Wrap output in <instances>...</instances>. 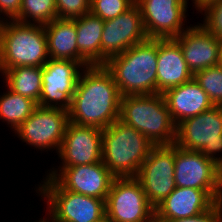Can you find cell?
I'll return each mask as SVG.
<instances>
[{
    "instance_id": "15",
    "label": "cell",
    "mask_w": 222,
    "mask_h": 222,
    "mask_svg": "<svg viewBox=\"0 0 222 222\" xmlns=\"http://www.w3.org/2000/svg\"><path fill=\"white\" fill-rule=\"evenodd\" d=\"M147 38L140 8L135 3L116 18L104 21L101 38V65H105L110 57L125 52Z\"/></svg>"
},
{
    "instance_id": "11",
    "label": "cell",
    "mask_w": 222,
    "mask_h": 222,
    "mask_svg": "<svg viewBox=\"0 0 222 222\" xmlns=\"http://www.w3.org/2000/svg\"><path fill=\"white\" fill-rule=\"evenodd\" d=\"M175 144L154 146L136 178L155 209L177 187L174 178Z\"/></svg>"
},
{
    "instance_id": "2",
    "label": "cell",
    "mask_w": 222,
    "mask_h": 222,
    "mask_svg": "<svg viewBox=\"0 0 222 222\" xmlns=\"http://www.w3.org/2000/svg\"><path fill=\"white\" fill-rule=\"evenodd\" d=\"M157 52L158 39L147 38L107 60L121 96L157 94Z\"/></svg>"
},
{
    "instance_id": "4",
    "label": "cell",
    "mask_w": 222,
    "mask_h": 222,
    "mask_svg": "<svg viewBox=\"0 0 222 222\" xmlns=\"http://www.w3.org/2000/svg\"><path fill=\"white\" fill-rule=\"evenodd\" d=\"M119 120L142 133L153 145H173L174 123L163 94L121 96Z\"/></svg>"
},
{
    "instance_id": "6",
    "label": "cell",
    "mask_w": 222,
    "mask_h": 222,
    "mask_svg": "<svg viewBox=\"0 0 222 222\" xmlns=\"http://www.w3.org/2000/svg\"><path fill=\"white\" fill-rule=\"evenodd\" d=\"M42 180L34 191L52 222H99L106 216L105 200L65 190L53 178Z\"/></svg>"
},
{
    "instance_id": "29",
    "label": "cell",
    "mask_w": 222,
    "mask_h": 222,
    "mask_svg": "<svg viewBox=\"0 0 222 222\" xmlns=\"http://www.w3.org/2000/svg\"><path fill=\"white\" fill-rule=\"evenodd\" d=\"M58 18H76L90 12L91 0H55Z\"/></svg>"
},
{
    "instance_id": "5",
    "label": "cell",
    "mask_w": 222,
    "mask_h": 222,
    "mask_svg": "<svg viewBox=\"0 0 222 222\" xmlns=\"http://www.w3.org/2000/svg\"><path fill=\"white\" fill-rule=\"evenodd\" d=\"M154 146L119 119L102 129V162L115 177H136Z\"/></svg>"
},
{
    "instance_id": "27",
    "label": "cell",
    "mask_w": 222,
    "mask_h": 222,
    "mask_svg": "<svg viewBox=\"0 0 222 222\" xmlns=\"http://www.w3.org/2000/svg\"><path fill=\"white\" fill-rule=\"evenodd\" d=\"M136 3V0H91L90 12L107 21L121 15Z\"/></svg>"
},
{
    "instance_id": "28",
    "label": "cell",
    "mask_w": 222,
    "mask_h": 222,
    "mask_svg": "<svg viewBox=\"0 0 222 222\" xmlns=\"http://www.w3.org/2000/svg\"><path fill=\"white\" fill-rule=\"evenodd\" d=\"M201 24L218 39L222 40V0L213 3L201 12Z\"/></svg>"
},
{
    "instance_id": "19",
    "label": "cell",
    "mask_w": 222,
    "mask_h": 222,
    "mask_svg": "<svg viewBox=\"0 0 222 222\" xmlns=\"http://www.w3.org/2000/svg\"><path fill=\"white\" fill-rule=\"evenodd\" d=\"M184 60L180 44L174 38L158 39L157 94L193 79Z\"/></svg>"
},
{
    "instance_id": "34",
    "label": "cell",
    "mask_w": 222,
    "mask_h": 222,
    "mask_svg": "<svg viewBox=\"0 0 222 222\" xmlns=\"http://www.w3.org/2000/svg\"><path fill=\"white\" fill-rule=\"evenodd\" d=\"M218 65L222 69V49H221L220 58H219V64Z\"/></svg>"
},
{
    "instance_id": "18",
    "label": "cell",
    "mask_w": 222,
    "mask_h": 222,
    "mask_svg": "<svg viewBox=\"0 0 222 222\" xmlns=\"http://www.w3.org/2000/svg\"><path fill=\"white\" fill-rule=\"evenodd\" d=\"M216 203L204 190L176 187L155 208V217L164 222L194 217L210 210Z\"/></svg>"
},
{
    "instance_id": "9",
    "label": "cell",
    "mask_w": 222,
    "mask_h": 222,
    "mask_svg": "<svg viewBox=\"0 0 222 222\" xmlns=\"http://www.w3.org/2000/svg\"><path fill=\"white\" fill-rule=\"evenodd\" d=\"M174 178L177 187L206 191L216 202L222 193V169L199 151L175 145Z\"/></svg>"
},
{
    "instance_id": "10",
    "label": "cell",
    "mask_w": 222,
    "mask_h": 222,
    "mask_svg": "<svg viewBox=\"0 0 222 222\" xmlns=\"http://www.w3.org/2000/svg\"><path fill=\"white\" fill-rule=\"evenodd\" d=\"M105 209L106 217L112 222H150L155 217V209L136 177H115Z\"/></svg>"
},
{
    "instance_id": "1",
    "label": "cell",
    "mask_w": 222,
    "mask_h": 222,
    "mask_svg": "<svg viewBox=\"0 0 222 222\" xmlns=\"http://www.w3.org/2000/svg\"><path fill=\"white\" fill-rule=\"evenodd\" d=\"M120 100L113 75L104 65L84 67L72 96L69 121L105 129L119 119Z\"/></svg>"
},
{
    "instance_id": "24",
    "label": "cell",
    "mask_w": 222,
    "mask_h": 222,
    "mask_svg": "<svg viewBox=\"0 0 222 222\" xmlns=\"http://www.w3.org/2000/svg\"><path fill=\"white\" fill-rule=\"evenodd\" d=\"M0 93V120L14 131L33 113L38 104L10 90L6 85ZM6 122V123H5Z\"/></svg>"
},
{
    "instance_id": "7",
    "label": "cell",
    "mask_w": 222,
    "mask_h": 222,
    "mask_svg": "<svg viewBox=\"0 0 222 222\" xmlns=\"http://www.w3.org/2000/svg\"><path fill=\"white\" fill-rule=\"evenodd\" d=\"M174 144L199 151L222 167V106H213L179 122Z\"/></svg>"
},
{
    "instance_id": "16",
    "label": "cell",
    "mask_w": 222,
    "mask_h": 222,
    "mask_svg": "<svg viewBox=\"0 0 222 222\" xmlns=\"http://www.w3.org/2000/svg\"><path fill=\"white\" fill-rule=\"evenodd\" d=\"M59 166L71 167L102 161V129L69 122L58 153Z\"/></svg>"
},
{
    "instance_id": "25",
    "label": "cell",
    "mask_w": 222,
    "mask_h": 222,
    "mask_svg": "<svg viewBox=\"0 0 222 222\" xmlns=\"http://www.w3.org/2000/svg\"><path fill=\"white\" fill-rule=\"evenodd\" d=\"M56 18L55 0H22L19 13L13 19L22 23L45 25Z\"/></svg>"
},
{
    "instance_id": "26",
    "label": "cell",
    "mask_w": 222,
    "mask_h": 222,
    "mask_svg": "<svg viewBox=\"0 0 222 222\" xmlns=\"http://www.w3.org/2000/svg\"><path fill=\"white\" fill-rule=\"evenodd\" d=\"M193 78L206 92L214 106H222V69L219 65L198 71Z\"/></svg>"
},
{
    "instance_id": "36",
    "label": "cell",
    "mask_w": 222,
    "mask_h": 222,
    "mask_svg": "<svg viewBox=\"0 0 222 222\" xmlns=\"http://www.w3.org/2000/svg\"><path fill=\"white\" fill-rule=\"evenodd\" d=\"M150 222H164V221H161V220L157 219L156 217H154Z\"/></svg>"
},
{
    "instance_id": "17",
    "label": "cell",
    "mask_w": 222,
    "mask_h": 222,
    "mask_svg": "<svg viewBox=\"0 0 222 222\" xmlns=\"http://www.w3.org/2000/svg\"><path fill=\"white\" fill-rule=\"evenodd\" d=\"M174 39L180 44L184 60L193 75L219 64L222 40L211 34L201 23L191 24Z\"/></svg>"
},
{
    "instance_id": "13",
    "label": "cell",
    "mask_w": 222,
    "mask_h": 222,
    "mask_svg": "<svg viewBox=\"0 0 222 222\" xmlns=\"http://www.w3.org/2000/svg\"><path fill=\"white\" fill-rule=\"evenodd\" d=\"M42 68V91L38 106L69 111L84 67L77 61L49 58Z\"/></svg>"
},
{
    "instance_id": "23",
    "label": "cell",
    "mask_w": 222,
    "mask_h": 222,
    "mask_svg": "<svg viewBox=\"0 0 222 222\" xmlns=\"http://www.w3.org/2000/svg\"><path fill=\"white\" fill-rule=\"evenodd\" d=\"M42 67H15L1 75L2 84L13 92L34 100L37 104L42 91Z\"/></svg>"
},
{
    "instance_id": "20",
    "label": "cell",
    "mask_w": 222,
    "mask_h": 222,
    "mask_svg": "<svg viewBox=\"0 0 222 222\" xmlns=\"http://www.w3.org/2000/svg\"><path fill=\"white\" fill-rule=\"evenodd\" d=\"M163 95L176 125L182 120L197 116L214 106L194 78L187 83L168 89Z\"/></svg>"
},
{
    "instance_id": "21",
    "label": "cell",
    "mask_w": 222,
    "mask_h": 222,
    "mask_svg": "<svg viewBox=\"0 0 222 222\" xmlns=\"http://www.w3.org/2000/svg\"><path fill=\"white\" fill-rule=\"evenodd\" d=\"M72 19L76 25L79 63L83 67L101 65V38L104 20L91 12Z\"/></svg>"
},
{
    "instance_id": "35",
    "label": "cell",
    "mask_w": 222,
    "mask_h": 222,
    "mask_svg": "<svg viewBox=\"0 0 222 222\" xmlns=\"http://www.w3.org/2000/svg\"><path fill=\"white\" fill-rule=\"evenodd\" d=\"M99 222H112L109 218H107L106 216L100 220Z\"/></svg>"
},
{
    "instance_id": "37",
    "label": "cell",
    "mask_w": 222,
    "mask_h": 222,
    "mask_svg": "<svg viewBox=\"0 0 222 222\" xmlns=\"http://www.w3.org/2000/svg\"><path fill=\"white\" fill-rule=\"evenodd\" d=\"M219 202H220V204L222 205V193H221V198H220V201H219Z\"/></svg>"
},
{
    "instance_id": "12",
    "label": "cell",
    "mask_w": 222,
    "mask_h": 222,
    "mask_svg": "<svg viewBox=\"0 0 222 222\" xmlns=\"http://www.w3.org/2000/svg\"><path fill=\"white\" fill-rule=\"evenodd\" d=\"M189 3V0H136L146 36L154 39L178 37L191 25L187 18Z\"/></svg>"
},
{
    "instance_id": "33",
    "label": "cell",
    "mask_w": 222,
    "mask_h": 222,
    "mask_svg": "<svg viewBox=\"0 0 222 222\" xmlns=\"http://www.w3.org/2000/svg\"><path fill=\"white\" fill-rule=\"evenodd\" d=\"M43 217L38 218L33 222H52L51 218L47 214L45 216L43 215ZM31 222H32V220H31Z\"/></svg>"
},
{
    "instance_id": "22",
    "label": "cell",
    "mask_w": 222,
    "mask_h": 222,
    "mask_svg": "<svg viewBox=\"0 0 222 222\" xmlns=\"http://www.w3.org/2000/svg\"><path fill=\"white\" fill-rule=\"evenodd\" d=\"M48 53L51 59L79 62L76 25L73 19L56 18L45 24Z\"/></svg>"
},
{
    "instance_id": "30",
    "label": "cell",
    "mask_w": 222,
    "mask_h": 222,
    "mask_svg": "<svg viewBox=\"0 0 222 222\" xmlns=\"http://www.w3.org/2000/svg\"><path fill=\"white\" fill-rule=\"evenodd\" d=\"M169 222H222V205L217 202L210 210L197 216L180 218Z\"/></svg>"
},
{
    "instance_id": "14",
    "label": "cell",
    "mask_w": 222,
    "mask_h": 222,
    "mask_svg": "<svg viewBox=\"0 0 222 222\" xmlns=\"http://www.w3.org/2000/svg\"><path fill=\"white\" fill-rule=\"evenodd\" d=\"M51 167L45 171L43 178H53L65 190L105 201L115 179L102 161L71 167Z\"/></svg>"
},
{
    "instance_id": "3",
    "label": "cell",
    "mask_w": 222,
    "mask_h": 222,
    "mask_svg": "<svg viewBox=\"0 0 222 222\" xmlns=\"http://www.w3.org/2000/svg\"><path fill=\"white\" fill-rule=\"evenodd\" d=\"M49 58L44 25L0 21V75L15 67H42Z\"/></svg>"
},
{
    "instance_id": "31",
    "label": "cell",
    "mask_w": 222,
    "mask_h": 222,
    "mask_svg": "<svg viewBox=\"0 0 222 222\" xmlns=\"http://www.w3.org/2000/svg\"><path fill=\"white\" fill-rule=\"evenodd\" d=\"M22 0H0V21L13 19L21 8Z\"/></svg>"
},
{
    "instance_id": "32",
    "label": "cell",
    "mask_w": 222,
    "mask_h": 222,
    "mask_svg": "<svg viewBox=\"0 0 222 222\" xmlns=\"http://www.w3.org/2000/svg\"><path fill=\"white\" fill-rule=\"evenodd\" d=\"M220 0H191L192 7L196 9L197 13L200 15L202 11H204L208 6L212 5L213 3H216ZM200 12V13H199Z\"/></svg>"
},
{
    "instance_id": "8",
    "label": "cell",
    "mask_w": 222,
    "mask_h": 222,
    "mask_svg": "<svg viewBox=\"0 0 222 222\" xmlns=\"http://www.w3.org/2000/svg\"><path fill=\"white\" fill-rule=\"evenodd\" d=\"M69 122L68 111L37 106L13 133L37 153L55 150L54 154L60 149Z\"/></svg>"
}]
</instances>
